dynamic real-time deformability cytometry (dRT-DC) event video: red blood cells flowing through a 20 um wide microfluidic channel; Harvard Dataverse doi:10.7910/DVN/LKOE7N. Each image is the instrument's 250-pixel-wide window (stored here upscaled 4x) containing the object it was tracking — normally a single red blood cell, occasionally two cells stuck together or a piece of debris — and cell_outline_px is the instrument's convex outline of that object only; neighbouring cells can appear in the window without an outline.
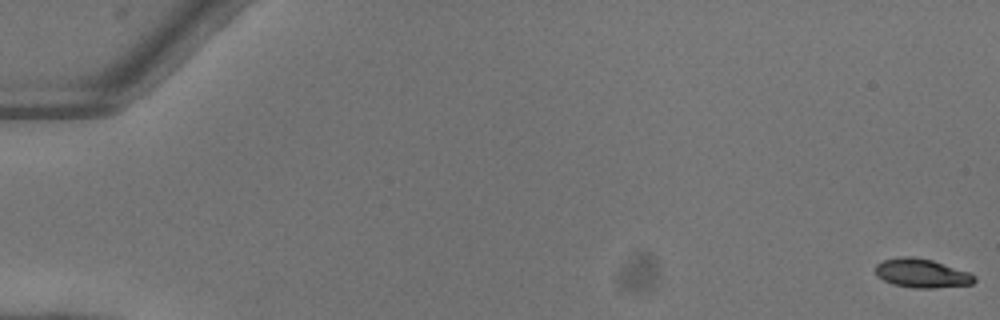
{"species": "common noctule bat (a hibernating species)", "species_latin": "Nyctalus noctula", "temperature_condition": "warm", "stored_images_in_passage": 52, "camera_frame_rate_fps": 3000, "um_per_image_px": 0.085, "animal": {"sex": "female"}, "frame": {"image": 1, "passage_image": 1, "time_ms": 0.0, "image_size_px": [1000, 320], "cell_outline_px": [[976, 280], [972, 284], [932, 288], [916, 288], [892, 284], [876, 276], [876, 264], [884, 260], [900, 256], [912, 256], [932, 260], [968, 272], [976, 276]], "centroid_in_image_um": [78.34, 23.22], "position_along_channel_um": 6.7, "area_um2": 16.59}}
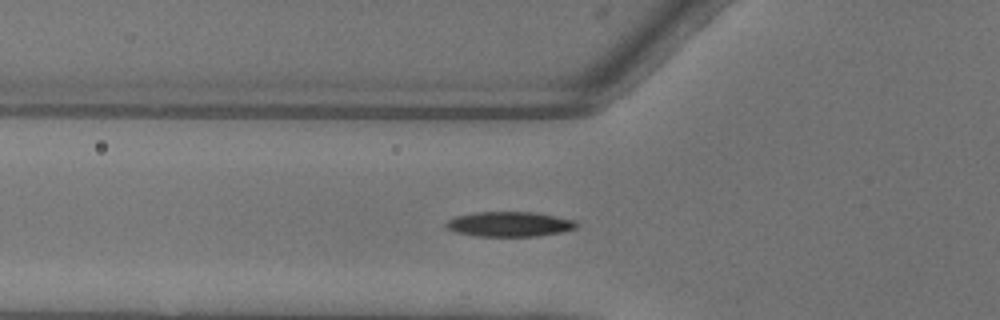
{"frame": {"image": 2, "passage_image": 20, "time_ms": 6.333, "image_size_px": [1000, 320], "cell_outline_px": [[580, 224], [576, 228], [560, 232], [536, 236], [476, 236], [456, 232], [444, 228], [444, 224], [448, 220], [456, 216], [476, 212], [532, 212], [556, 216], [576, 220]], "centroid_in_image_um": [43.29, 19.05], "position_along_channel_um": 82.5, "area_um2": 19.02}}
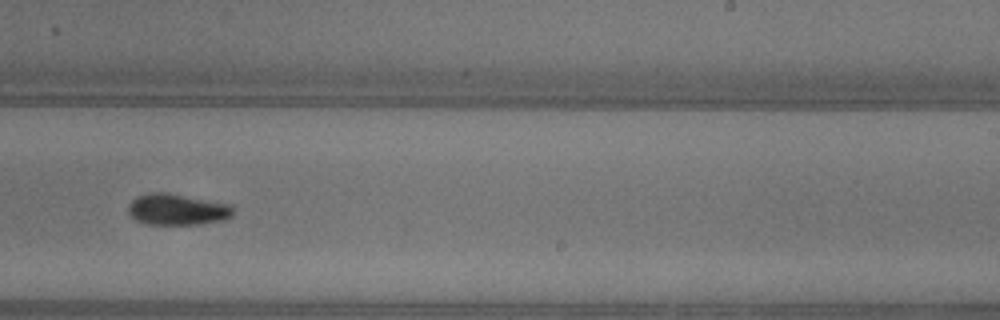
{"frame": {"image": 3, "passage_image": 34, "time_ms": 11.0, "image_size_px": [1000, 320], "cell_outline_px": [[232, 216], [220, 220], [196, 224], [144, 224], [136, 220], [128, 212], [128, 204], [136, 196], [148, 192], [168, 192], [232, 204]], "centroid_in_image_um": [15.02, 17.78], "position_along_channel_um": 274.0, "area_um2": 19.19}, "authors_computed_cell_mechanics": {"area_um2": 17.8024, "velocity_mm_per_s": 4.0898, "shape_relaxation_time_tau1_ms": 3.3926, "shape_relaxation_time_tau2_ms": 3.5584, "deformation_change_tau1": 0.1601, "deformation_change_tau2": 0.0769}}